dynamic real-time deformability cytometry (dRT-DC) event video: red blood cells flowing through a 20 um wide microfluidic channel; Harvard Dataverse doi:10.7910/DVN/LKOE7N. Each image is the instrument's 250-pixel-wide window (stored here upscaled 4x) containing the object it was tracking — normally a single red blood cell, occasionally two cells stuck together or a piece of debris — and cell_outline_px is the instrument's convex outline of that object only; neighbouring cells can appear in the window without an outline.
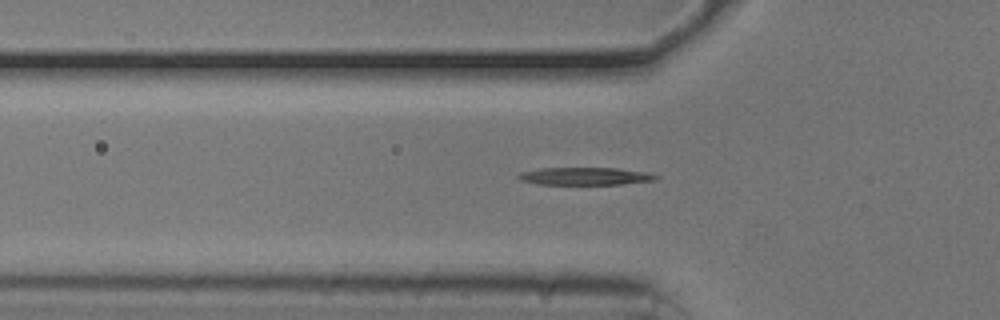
{"species": "common noctule bat (a hibernating species)", "species_latin": "Nyctalus noctula", "temperature_condition": "cold", "stored_images_in_passage": 34, "camera_frame_rate_fps": 3000, "um_per_image_px": 0.085, "animal": {"sex": "male", "body_mass_g": 20.5, "forearm_length_mm": 52.5}, "frame": {"image": 1, "passage_image": 10, "time_ms": 3.0, "image_size_px": [1000, 320], "cell_outline_px": [[660, 176], [656, 180], [620, 184], [540, 184], [520, 180], [516, 176], [520, 172], [540, 168], [616, 168], [648, 172]], "centroid_in_image_um": [49.74, 14.97], "position_along_channel_um": 76.1, "area_um2": 14.05}}
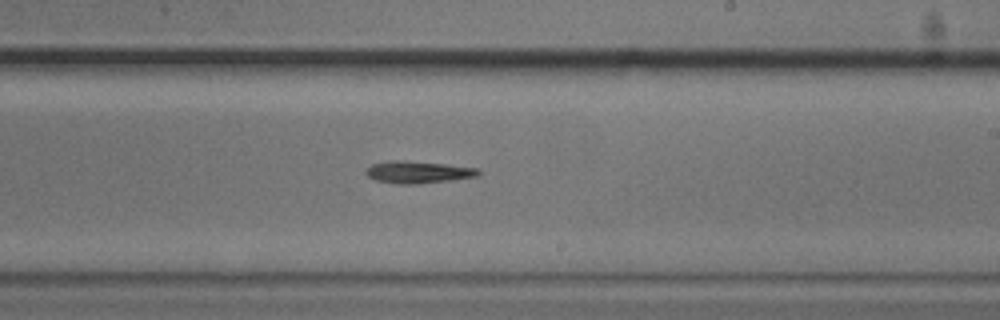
{"frame": {"image": 2, "passage_image": 24, "time_ms": 7.667, "image_size_px": [1000, 320], "cell_outline_px": [[480, 172], [476, 176], [452, 180], [416, 184], [396, 184], [376, 180], [368, 176], [364, 172], [372, 164], [392, 160], [400, 160], [448, 164], [480, 168]], "centroid_in_image_um": [35.55, 14.63], "position_along_channel_um": 253.5, "area_um2": 14.51}}
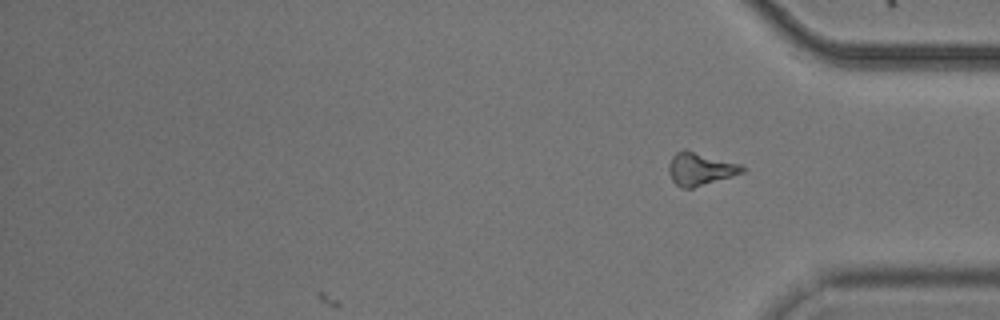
{"frame": {"image": 3, "passage_image": 34, "time_ms": 11.0, "image_size_px": [1000, 320], "cell_outline_px": [[748, 168], [744, 172], [732, 176], [692, 188], [680, 188], [672, 180], [668, 172], [668, 164], [672, 156], [676, 152], [684, 148], [740, 164]], "centroid_in_image_um": [59.51, 14.34], "position_along_channel_um": 375.7, "area_um2": 14.16}, "authors_computed_cell_mechanics": {"area_um2": 13.7564, "velocity_mm_per_s": 3.7775, "shape_relaxation_time_tau1_ms": 2.0267, "shape_relaxation_time_tau2_ms": null, "deformation_change_tau1": 0.1246, "deformation_change_tau2": null}}